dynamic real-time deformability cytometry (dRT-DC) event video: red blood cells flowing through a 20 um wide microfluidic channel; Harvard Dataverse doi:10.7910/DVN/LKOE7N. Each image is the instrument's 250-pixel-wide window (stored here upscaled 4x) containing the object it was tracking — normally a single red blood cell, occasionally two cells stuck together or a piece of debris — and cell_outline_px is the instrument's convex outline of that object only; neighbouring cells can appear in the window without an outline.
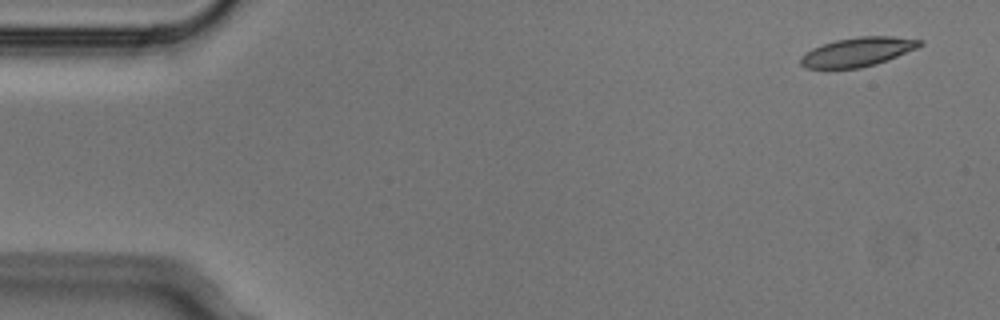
{"species": "Egyptian fruit bat (a non-hibernating species)", "species_latin": "Rousettus aegyptiacus", "temperature_condition": "cold", "stored_images_in_passage": 4, "camera_frame_rate_fps": 3000, "um_per_image_px": 0.085, "animal": {"sex": "male"}, "frame": {"image": 1, "passage_image": 1, "time_ms": 0.0, "image_size_px": [1000, 320], "cell_outline_px": [[924, 44], [916, 48], [876, 64], [860, 68], [804, 68], [800, 64], [800, 56], [812, 48], [836, 40], [860, 36], [892, 36], [924, 40]], "centroid_in_image_um": [72.89, 4.41], "position_along_channel_um": 12.1, "area_um2": 20.06}}